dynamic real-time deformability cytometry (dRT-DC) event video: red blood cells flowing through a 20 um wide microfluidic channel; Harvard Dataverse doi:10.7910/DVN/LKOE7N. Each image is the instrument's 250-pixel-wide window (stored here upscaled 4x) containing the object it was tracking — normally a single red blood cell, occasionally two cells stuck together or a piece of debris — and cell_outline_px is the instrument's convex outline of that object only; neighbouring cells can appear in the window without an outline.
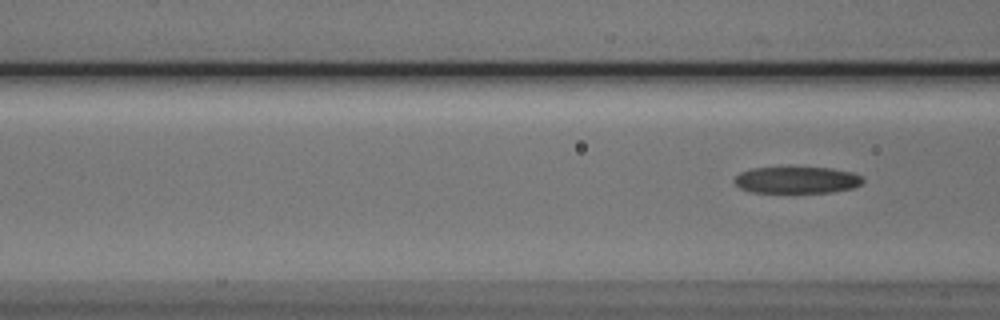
{"species": "Egyptian fruit bat (a non-hibernating species)", "species_latin": "Rousettus aegyptiacus", "temperature_condition": "cold", "stored_images_in_passage": 7, "camera_frame_rate_fps": 3000, "um_per_image_px": 0.085, "animal": {"sex": "male"}, "frame": {"image": 1, "passage_image": 7, "time_ms": 7.667, "image_size_px": [1000, 320], "cell_outline_px": [[864, 180], [860, 184], [852, 188], [832, 192], [752, 192], [740, 188], [732, 180], [740, 172], [752, 168], [832, 168], [852, 172], [860, 176]], "centroid_in_image_um": [67.71, 15.3], "position_along_channel_um": 98.9, "area_um2": 19.77}}